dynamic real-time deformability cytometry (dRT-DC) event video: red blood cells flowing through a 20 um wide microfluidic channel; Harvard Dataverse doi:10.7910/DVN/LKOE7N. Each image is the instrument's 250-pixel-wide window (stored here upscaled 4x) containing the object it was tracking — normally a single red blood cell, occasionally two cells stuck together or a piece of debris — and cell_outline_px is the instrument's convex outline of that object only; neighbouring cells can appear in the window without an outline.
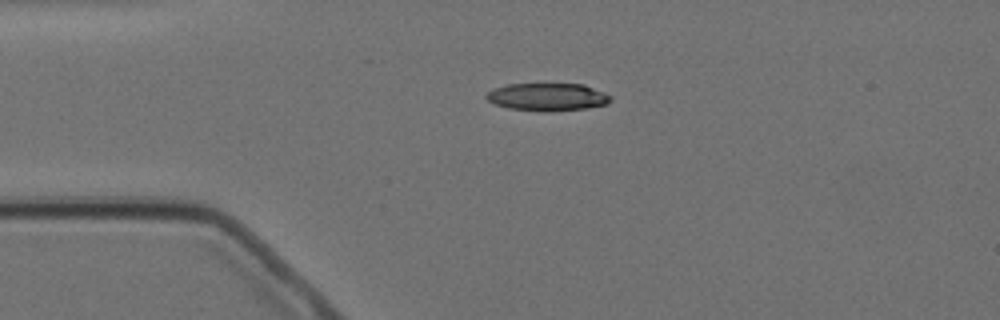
{"species": "Egyptian fruit bat (a non-hibernating species)", "species_latin": "Rousettus aegyptiacus", "temperature_condition": "cold", "stored_images_in_passage": 3, "camera_frame_rate_fps": 3000, "um_per_image_px": 0.085, "animal": {"sex": "female"}, "frame": {"image": 1, "passage_image": 1, "time_ms": 0.0, "image_size_px": [1000, 320], "cell_outline_px": [[612, 100], [608, 104], [588, 108], [552, 112], [544, 112], [508, 108], [496, 104], [488, 100], [484, 96], [488, 92], [496, 88], [508, 84], [584, 84], [604, 92], [612, 96]], "centroid_in_image_um": [46.59, 8.25], "position_along_channel_um": 38.4, "area_um2": 20.23}}
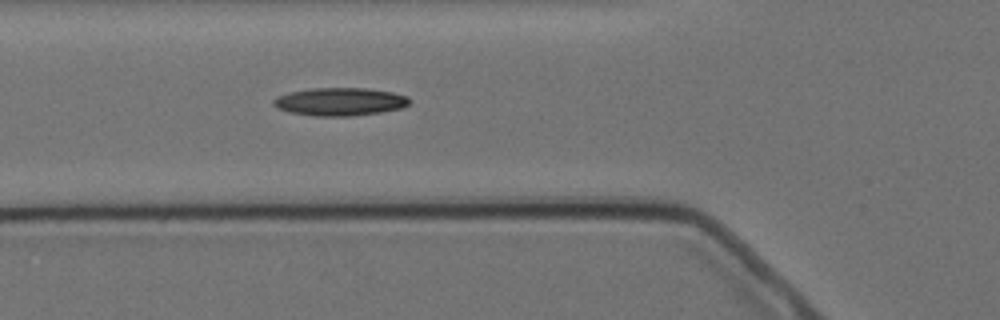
{"frame": {"image": 2, "passage_image": 3, "time_ms": 2.333, "image_size_px": [1000, 320], "cell_outline_px": [[408, 104], [404, 108], [380, 112], [348, 116], [316, 116], [288, 112], [276, 108], [272, 104], [272, 100], [276, 96], [288, 92], [312, 88], [364, 88], [392, 92], [408, 96]], "centroid_in_image_um": [28.84, 8.64], "position_along_channel_um": 97.0, "area_um2": 22.25}}